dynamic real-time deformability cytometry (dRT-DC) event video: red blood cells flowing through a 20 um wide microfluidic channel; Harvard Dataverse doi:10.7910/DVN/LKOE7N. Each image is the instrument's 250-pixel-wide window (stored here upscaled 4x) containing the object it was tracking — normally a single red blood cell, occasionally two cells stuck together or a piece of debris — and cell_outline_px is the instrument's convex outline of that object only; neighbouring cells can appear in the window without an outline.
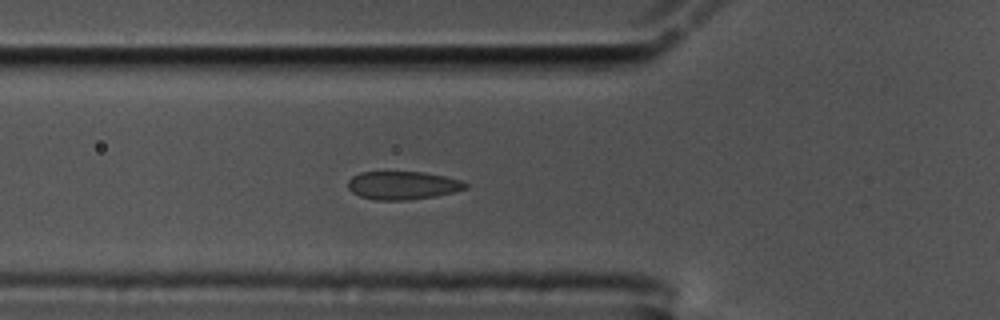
{"species": "common noctule bat (a hibernating species)", "species_latin": "Nyctalus noctula", "temperature_condition": "cold", "stored_images_in_passage": 16, "camera_frame_rate_fps": 3000, "um_per_image_px": 0.085, "animal": {"sex": "male", "body_mass_g": 17.5, "forearm_length_mm": 52.3}, "frame": {"image": 1, "passage_image": 12, "time_ms": 3.667, "image_size_px": [1000, 320], "cell_outline_px": [[468, 188], [436, 196], [404, 200], [376, 200], [360, 196], [352, 192], [348, 188], [348, 180], [352, 176], [360, 172], [424, 172], [444, 176], [460, 180], [468, 184]], "centroid_in_image_um": [34.21, 15.75], "position_along_channel_um": 91.6, "area_um2": 19.25}}